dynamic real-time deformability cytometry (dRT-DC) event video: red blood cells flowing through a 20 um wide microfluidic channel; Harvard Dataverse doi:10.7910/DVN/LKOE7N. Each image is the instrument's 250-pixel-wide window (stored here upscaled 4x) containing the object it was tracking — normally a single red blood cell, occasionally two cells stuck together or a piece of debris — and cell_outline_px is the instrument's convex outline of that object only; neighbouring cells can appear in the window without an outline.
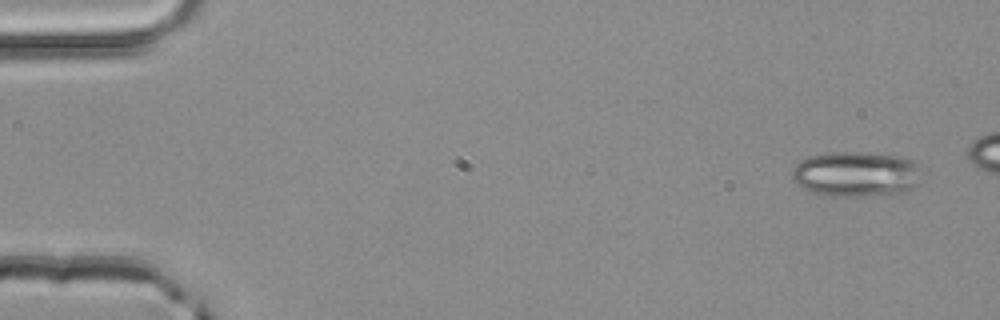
{"species": "common noctule bat (a hibernating species)", "species_latin": "Nyctalus noctula", "temperature_condition": "room temperature", "stored_images_in_passage": 4, "camera_frame_rate_fps": 3000, "um_per_image_px": 0.085, "animal": {"sex": "male", "body_mass_g": 20.4}, "frame": {"image": 1, "passage_image": 1, "time_ms": 0.0, "image_size_px": [1000, 320], "cell_outline_px": [[920, 184], [908, 192], [864, 196], [832, 196], [812, 192], [796, 184], [792, 180], [792, 168], [800, 160], [808, 156], [828, 152], [860, 152], [904, 156], [920, 164]], "centroid_in_image_um": [72.8, 14.79], "position_along_channel_um": 12.2, "area_um2": 34.85}}